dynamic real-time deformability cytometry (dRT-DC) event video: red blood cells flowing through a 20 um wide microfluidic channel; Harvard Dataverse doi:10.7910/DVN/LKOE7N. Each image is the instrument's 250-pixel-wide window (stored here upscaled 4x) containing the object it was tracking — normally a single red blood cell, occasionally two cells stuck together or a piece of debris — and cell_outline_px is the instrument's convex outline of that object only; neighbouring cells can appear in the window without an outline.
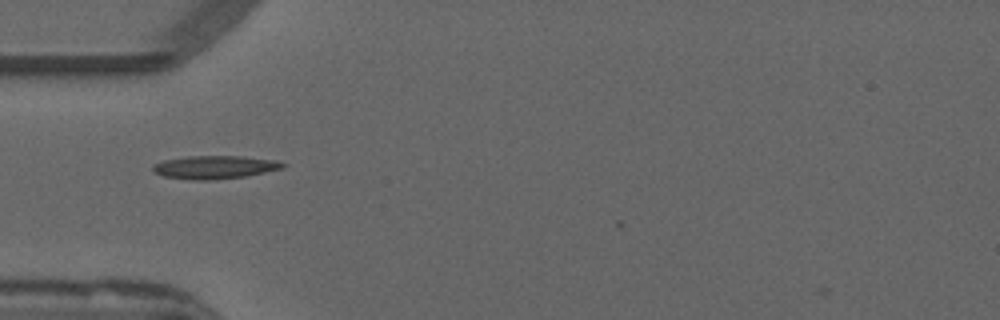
{"species": "common noctule bat (a hibernating species)", "species_latin": "Nyctalus noctula", "temperature_condition": "warm", "stored_images_in_passage": 37, "camera_frame_rate_fps": 3000, "um_per_image_px": 0.085, "animal": {"sex": "male", "forearm_length_mm": 52.5}, "frame": {"image": 1, "passage_image": 1, "time_ms": 0.0, "image_size_px": [1000, 320], "cell_outline_px": [[288, 164], [284, 168], [244, 176], [216, 180], [192, 180], [164, 176], [156, 172], [152, 168], [152, 164], [164, 160], [188, 156], [240, 156], [276, 160]], "centroid_in_image_um": [18.27, 14.21], "position_along_channel_um": 66.7, "area_um2": 17.51}}
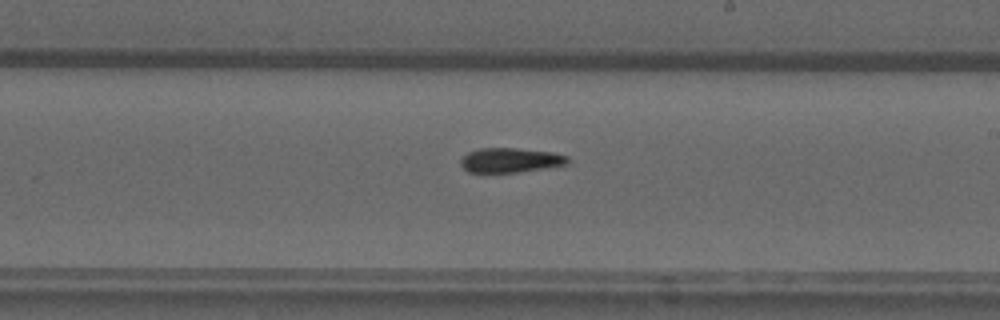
{"frame": {"image": 2, "passage_image": 15, "time_ms": 4.667, "image_size_px": [1000, 320], "cell_outline_px": [[568, 164], [520, 172], [468, 172], [460, 164], [460, 160], [468, 152], [480, 148], [516, 148], [552, 152], [568, 156]], "centroid_in_image_um": [43.38, 13.61], "position_along_channel_um": 245.6, "area_um2": 15.26}}
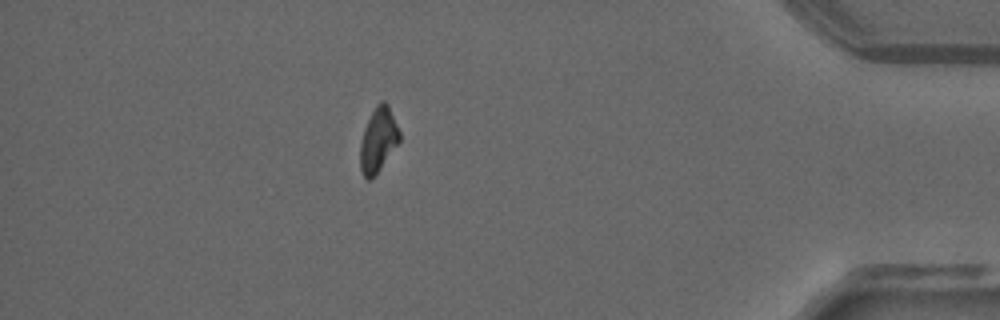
{"frame": {"image": 3, "passage_image": 31, "time_ms": 10.0, "image_size_px": [1000, 320], "cell_outline_px": [[400, 140], [380, 168], [368, 180], [364, 176], [360, 168], [360, 144], [364, 128], [376, 104], [380, 100], [384, 100], [388, 104], [400, 132]], "centroid_in_image_um": [32.14, 11.84], "position_along_channel_um": 403.1, "area_um2": 14.45}}